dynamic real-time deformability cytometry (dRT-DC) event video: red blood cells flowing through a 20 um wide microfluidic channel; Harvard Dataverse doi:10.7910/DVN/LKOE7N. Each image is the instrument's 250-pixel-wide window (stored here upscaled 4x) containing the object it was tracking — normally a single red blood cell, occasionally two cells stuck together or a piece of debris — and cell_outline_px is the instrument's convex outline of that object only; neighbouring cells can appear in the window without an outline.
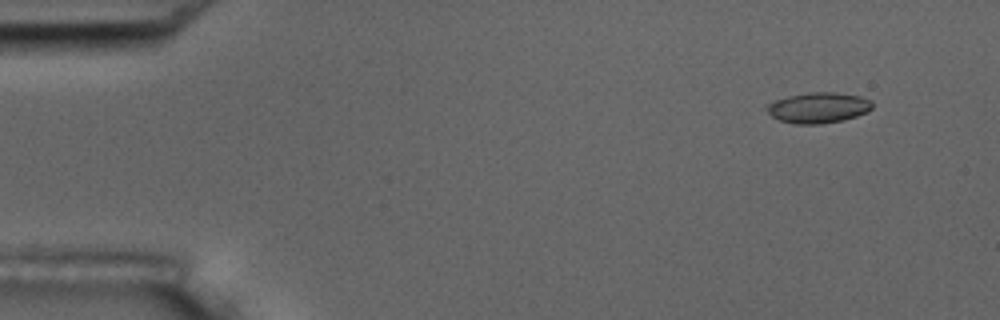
{"species": "common noctule bat (a hibernating species)", "species_latin": "Nyctalus noctula", "temperature_condition": "room temperature", "stored_images_in_passage": 4, "camera_frame_rate_fps": 3000, "um_per_image_px": 0.085, "animal": {"sex": "male", "body_mass_g": 17.5, "forearm_length_mm": 52.3}, "frame": {"image": 1, "passage_image": 1, "time_ms": 0.0, "image_size_px": [1000, 320], "cell_outline_px": [[872, 108], [856, 116], [844, 120], [820, 124], [796, 124], [780, 120], [772, 116], [764, 108], [764, 104], [788, 96], [808, 92], [836, 92], [860, 96], [868, 100], [872, 104]], "centroid_in_image_um": [69.5, 9.15], "position_along_channel_um": 15.5, "area_um2": 18.79}}